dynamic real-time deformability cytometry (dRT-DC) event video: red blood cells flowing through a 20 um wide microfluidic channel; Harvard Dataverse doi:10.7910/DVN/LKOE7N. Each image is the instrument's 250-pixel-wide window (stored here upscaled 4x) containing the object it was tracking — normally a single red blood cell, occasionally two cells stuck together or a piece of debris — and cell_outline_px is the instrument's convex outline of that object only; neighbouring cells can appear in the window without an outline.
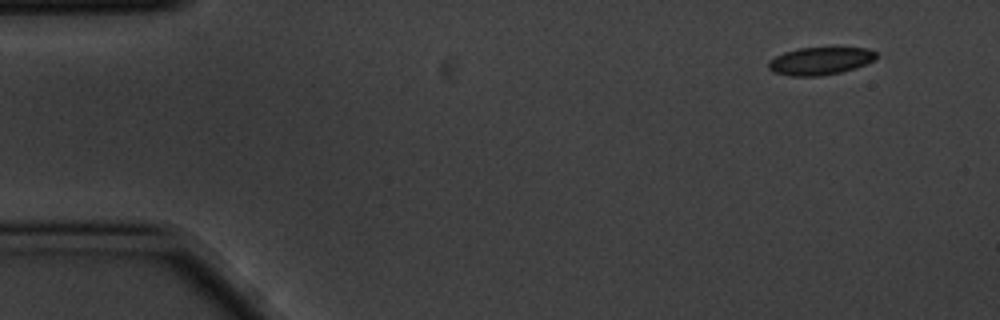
{"species": "common noctule bat (a hibernating species)", "species_latin": "Nyctalus noctula", "temperature_condition": "cold", "stored_images_in_passage": 4, "camera_frame_rate_fps": 3000, "um_per_image_px": 0.085, "animal": {"sex": "male", "body_mass_g": 20.1, "forearm_length_mm": 53.5}, "frame": {"image": 1, "passage_image": 1, "time_ms": 0.0, "image_size_px": [1000, 320], "cell_outline_px": [[876, 60], [856, 68], [840, 72], [820, 76], [792, 76], [772, 72], [768, 68], [768, 60], [784, 52], [796, 48], [868, 48], [876, 52]], "centroid_in_image_um": [69.7, 5.18], "position_along_channel_um": 15.3, "area_um2": 17.46}}
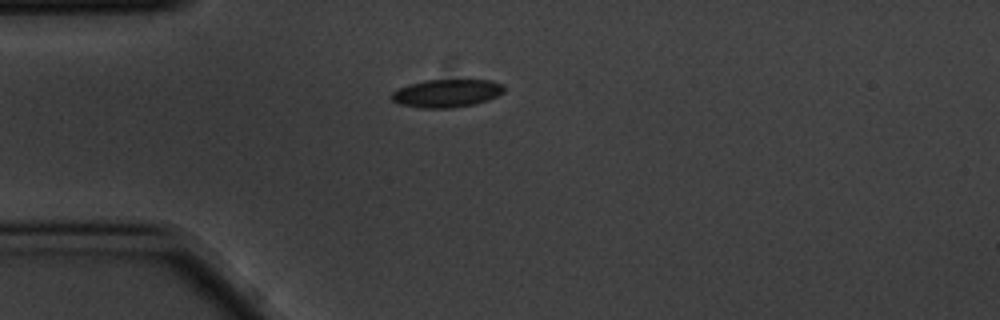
{"frame": {"image": 2, "passage_image": 4, "time_ms": 1.0, "image_size_px": [1000, 320], "cell_outline_px": [[504, 92], [488, 100], [472, 104], [452, 108], [416, 108], [400, 104], [392, 100], [392, 92], [408, 84], [424, 80], [492, 80], [504, 84]], "centroid_in_image_um": [37.97, 7.92], "position_along_channel_um": 47.0, "area_um2": 18.38}}